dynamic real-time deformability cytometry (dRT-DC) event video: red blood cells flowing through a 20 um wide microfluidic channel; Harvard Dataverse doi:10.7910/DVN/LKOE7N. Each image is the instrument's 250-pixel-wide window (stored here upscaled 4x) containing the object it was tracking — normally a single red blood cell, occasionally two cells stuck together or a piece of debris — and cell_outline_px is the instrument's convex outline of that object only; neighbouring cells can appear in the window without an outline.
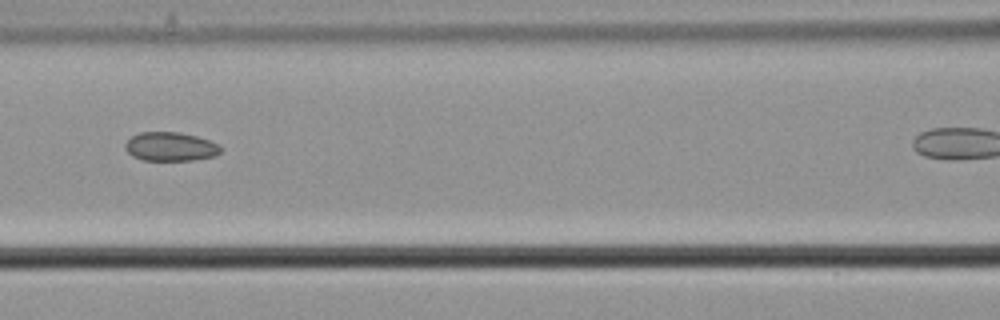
{"species": "common noctule bat (a hibernating species)", "species_latin": "Nyctalus noctula", "temperature_condition": "cold", "stored_images_in_passage": 5, "camera_frame_rate_fps": 3000, "um_per_image_px": 0.085, "animal": {"sex": "male", "body_mass_g": 21.5, "forearm_length_mm": 52.0}, "frame": {"image": 1, "passage_image": 4, "time_ms": 1.0, "image_size_px": [1000, 320], "cell_outline_px": [[220, 152], [216, 156], [192, 160], [144, 160], [132, 156], [124, 148], [124, 144], [132, 136], [140, 132], [180, 132], [196, 136], [208, 140], [216, 144], [220, 148]], "centroid_in_image_um": [14.46, 12.46], "position_along_channel_um": 152.1, "area_um2": 15.95}}